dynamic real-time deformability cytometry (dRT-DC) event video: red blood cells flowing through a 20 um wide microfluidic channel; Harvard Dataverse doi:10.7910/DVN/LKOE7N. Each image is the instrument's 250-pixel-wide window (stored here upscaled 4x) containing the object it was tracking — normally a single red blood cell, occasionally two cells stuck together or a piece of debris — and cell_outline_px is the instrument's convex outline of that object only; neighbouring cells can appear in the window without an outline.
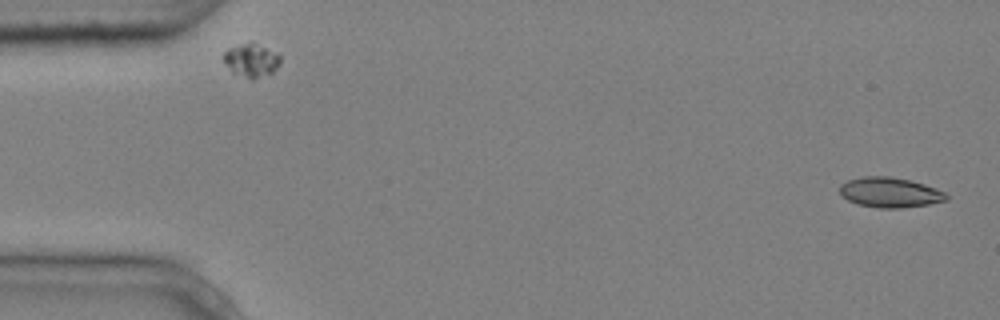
{"species": "common noctule bat (a hibernating species)", "species_latin": "Nyctalus noctula", "temperature_condition": "cold", "stored_images_in_passage": 9, "camera_frame_rate_fps": 3000, "um_per_image_px": 0.085, "animal": {"sex": "male", "body_mass_g": 20.4}, "frame": {"image": 1, "passage_image": 1, "time_ms": 0.0, "image_size_px": [1000, 320], "cell_outline_px": [[948, 200], [928, 204], [900, 208], [880, 208], [856, 204], [840, 196], [840, 184], [848, 180], [860, 176], [888, 176], [908, 180], [924, 184], [936, 188], [944, 192], [948, 196]], "centroid_in_image_um": [75.61, 16.35], "position_along_channel_um": 9.4, "area_um2": 18.73}}
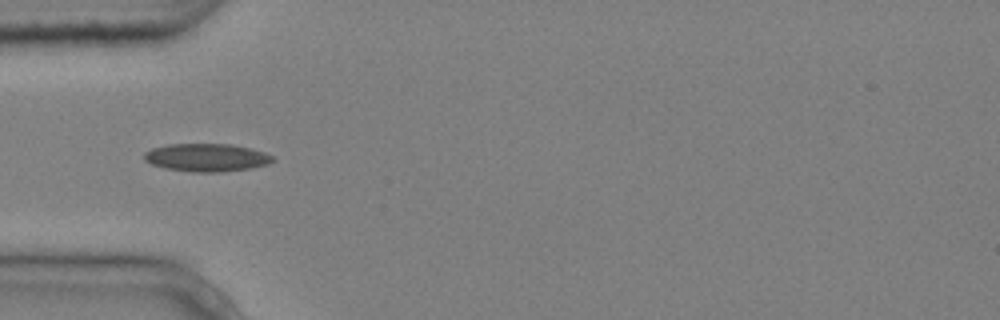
{"frame": {"image": 2, "passage_image": 4, "time_ms": 1.0, "image_size_px": [1000, 320], "cell_outline_px": [[276, 160], [268, 164], [252, 168], [216, 172], [192, 172], [164, 168], [152, 164], [144, 160], [144, 152], [152, 148], [168, 144], [232, 144], [264, 152], [272, 156]], "centroid_in_image_um": [17.55, 13.39], "position_along_channel_um": 67.5, "area_um2": 20.92}}